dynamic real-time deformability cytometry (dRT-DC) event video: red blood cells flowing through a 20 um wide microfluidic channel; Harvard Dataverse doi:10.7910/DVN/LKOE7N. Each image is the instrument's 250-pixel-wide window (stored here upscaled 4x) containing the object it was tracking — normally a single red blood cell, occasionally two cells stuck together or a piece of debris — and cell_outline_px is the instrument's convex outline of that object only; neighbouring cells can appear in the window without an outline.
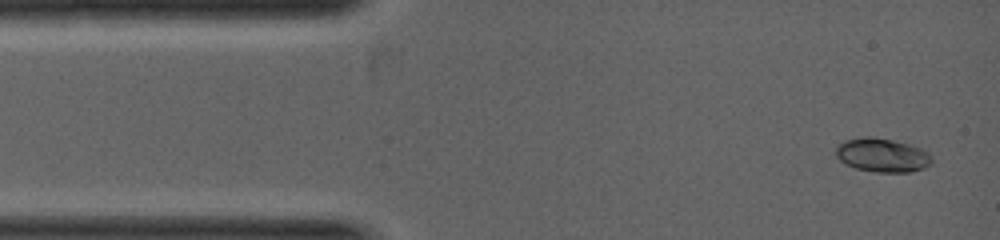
{"species": "common noctule bat (a hibernating species)", "species_latin": "Nyctalus noctula", "temperature_condition": "warm", "stored_images_in_passage": 3, "camera_frame_rate_fps": 5000, "um_per_image_px": 0.085, "animal": {"sex": "female", "body_mass_g": 19.0, "forearm_length_mm": 53.3}, "frame": {"image": 1, "passage_image": 3, "time_ms": 1.6, "image_size_px": [1000, 240], "cell_outline_px": [[932, 164], [924, 168], [912, 172], [876, 172], [856, 168], [844, 164], [836, 156], [836, 148], [844, 140], [864, 136], [872, 136], [892, 140], [908, 144], [920, 148], [928, 152], [932, 156]], "centroid_in_image_um": [75.0, 13.19], "position_along_channel_um": 10.0, "area_um2": 19.02}}